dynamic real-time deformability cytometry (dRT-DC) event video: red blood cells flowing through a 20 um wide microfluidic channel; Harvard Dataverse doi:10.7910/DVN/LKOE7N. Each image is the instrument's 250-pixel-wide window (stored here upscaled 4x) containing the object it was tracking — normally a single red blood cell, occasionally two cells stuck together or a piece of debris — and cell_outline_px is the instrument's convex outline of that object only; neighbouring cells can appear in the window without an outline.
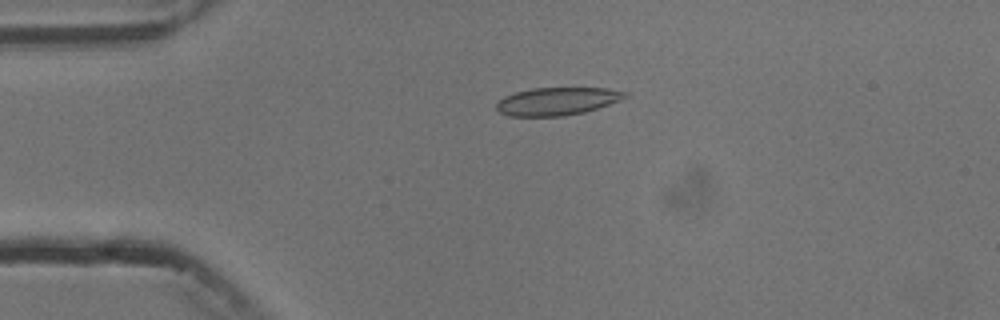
{"species": "common noctule bat (a hibernating species)", "species_latin": "Nyctalus noctula", "temperature_condition": "cold", "stored_images_in_passage": 3, "camera_frame_rate_fps": 3000, "um_per_image_px": 0.085, "animal": {"sex": "male", "body_mass_g": 13.3}, "frame": {"image": 1, "passage_image": 2, "time_ms": 1.333, "image_size_px": [1000, 320], "cell_outline_px": [[628, 96], [620, 100], [584, 112], [564, 116], [508, 116], [500, 112], [496, 108], [496, 104], [504, 96], [516, 92], [532, 88], [608, 88], [628, 92]], "centroid_in_image_um": [47.35, 8.6], "position_along_channel_um": 37.6, "area_um2": 20.75}}